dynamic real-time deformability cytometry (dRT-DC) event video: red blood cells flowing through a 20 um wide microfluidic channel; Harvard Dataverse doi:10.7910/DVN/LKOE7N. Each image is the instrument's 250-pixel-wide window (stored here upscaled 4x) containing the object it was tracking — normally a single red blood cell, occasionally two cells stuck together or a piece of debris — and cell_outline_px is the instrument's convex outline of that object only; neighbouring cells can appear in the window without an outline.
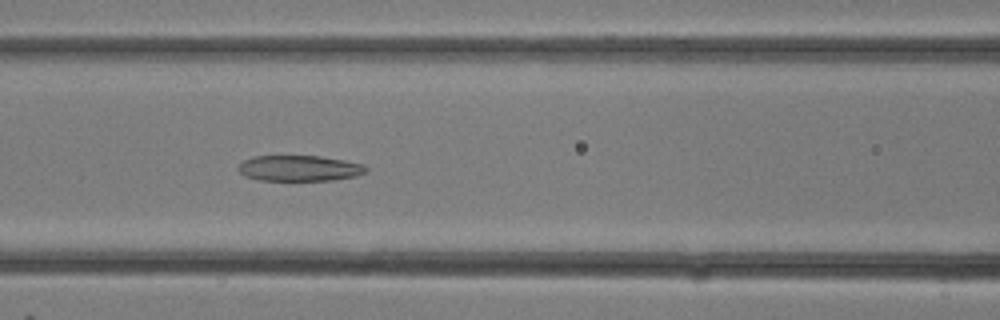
{"species": "common noctule bat (a hibernating species)", "species_latin": "Nyctalus noctula", "temperature_condition": "room temperature", "stored_images_in_passage": 21, "camera_frame_rate_fps": 3000, "um_per_image_px": 0.085, "animal": {"sex": "female"}, "frame": {"image": 1, "passage_image": 13, "time_ms": 4.0, "image_size_px": [1000, 320], "cell_outline_px": [[368, 172], [356, 176], [332, 180], [260, 180], [244, 176], [236, 168], [244, 160], [252, 156], [320, 156], [344, 160], [364, 164], [368, 168]], "centroid_in_image_um": [25.46, 14.3], "position_along_channel_um": 141.1, "area_um2": 19.25}}
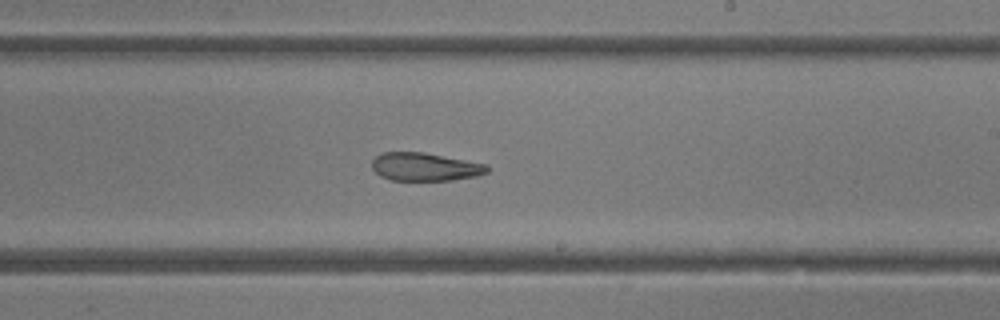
{"frame": {"image": 2, "passage_image": 18, "time_ms": 5.667, "image_size_px": [1000, 320], "cell_outline_px": [[488, 172], [476, 176], [452, 180], [392, 180], [380, 176], [372, 168], [372, 160], [380, 152], [424, 152], [488, 164]], "centroid_in_image_um": [36.12, 14.17], "position_along_channel_um": 252.9, "area_um2": 18.96}}
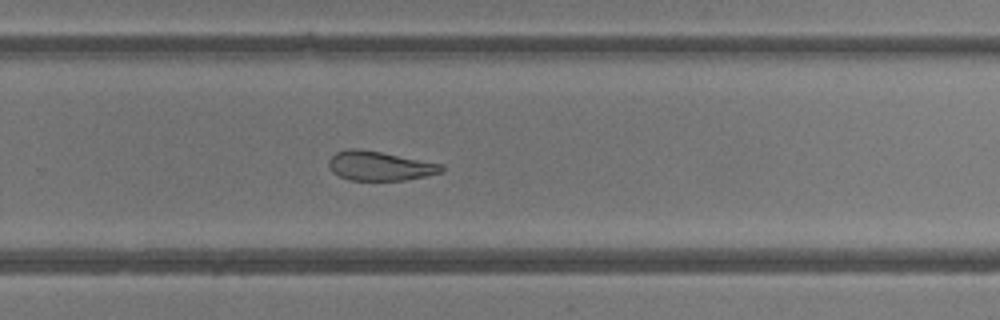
{"frame": {"image": 3, "passage_image": 20, "time_ms": 6.333, "image_size_px": [1000, 320], "cell_outline_px": [[444, 172], [404, 180], [348, 180], [332, 172], [328, 164], [328, 160], [336, 152], [348, 148], [360, 148], [444, 164]], "centroid_in_image_um": [32.27, 14.09], "position_along_channel_um": 297.5, "area_um2": 19.36}}